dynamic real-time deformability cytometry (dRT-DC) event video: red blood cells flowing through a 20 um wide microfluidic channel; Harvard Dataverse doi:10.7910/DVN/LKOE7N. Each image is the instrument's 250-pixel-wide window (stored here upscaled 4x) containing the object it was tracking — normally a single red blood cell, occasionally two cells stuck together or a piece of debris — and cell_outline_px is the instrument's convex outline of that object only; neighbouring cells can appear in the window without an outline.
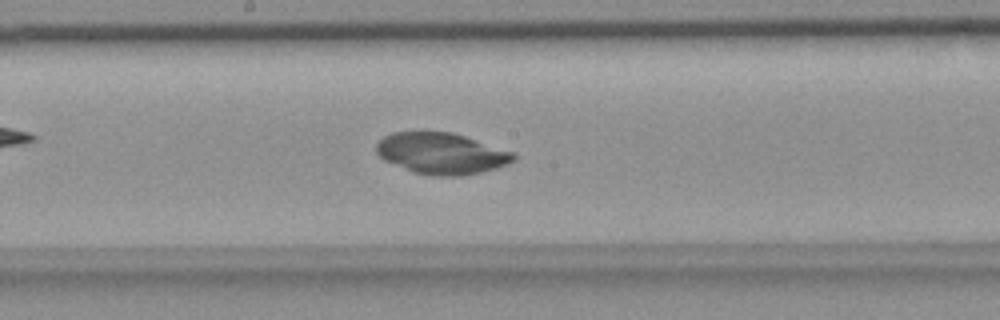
{"species": "common noctule bat (a hibernating species)", "species_latin": "Nyctalus noctula", "temperature_condition": "room temperature", "stored_images_in_passage": 47, "camera_frame_rate_fps": 3000, "um_per_image_px": 0.085, "animal": {"sex": "female", "body_mass_g": 18.4}, "frame": {"image": 1, "passage_image": 29, "time_ms": 9.333, "image_size_px": [1000, 320], "cell_outline_px": [[516, 160], [496, 168], [464, 176], [432, 176], [412, 172], [384, 160], [376, 152], [376, 144], [384, 136], [392, 132], [452, 132], [512, 152], [516, 156]], "centroid_in_image_um": [37.5, 13.05], "position_along_channel_um": 210.7, "area_um2": 32.83}}
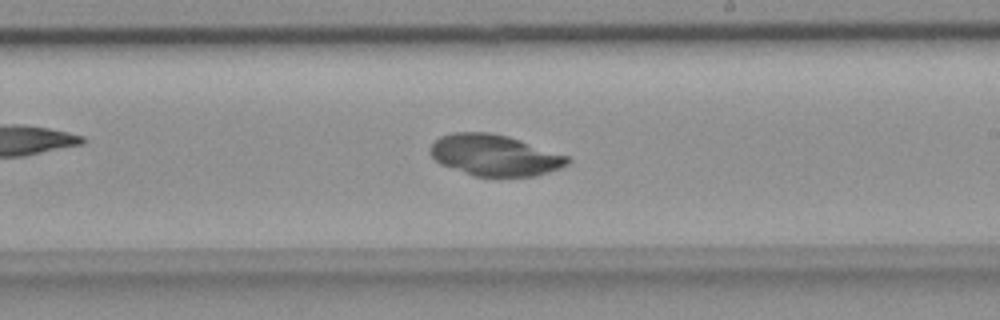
{"frame": {"image": 2, "passage_image": 32, "time_ms": 10.333, "image_size_px": [1000, 320], "cell_outline_px": [[572, 160], [568, 164], [560, 168], [548, 172], [532, 176], [472, 176], [440, 164], [428, 152], [432, 144], [440, 136], [452, 132], [488, 132], [508, 136], [568, 156]], "centroid_in_image_um": [42.02, 13.19], "position_along_channel_um": 247.0, "area_um2": 32.89}}
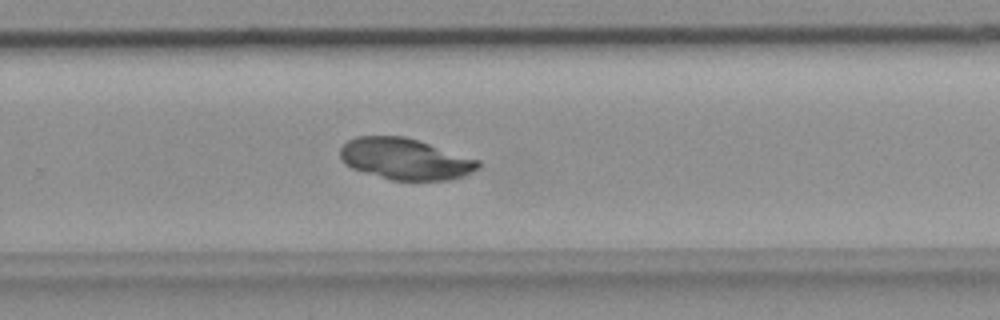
{"frame": {"image": 3, "passage_image": 36, "time_ms": 11.667, "image_size_px": [1000, 320], "cell_outline_px": [[480, 168], [464, 176], [448, 180], [392, 180], [364, 172], [352, 168], [344, 164], [340, 156], [340, 148], [348, 140], [356, 136], [404, 136], [480, 160]], "centroid_in_image_um": [34.44, 13.51], "position_along_channel_um": 295.4, "area_um2": 33.12}}